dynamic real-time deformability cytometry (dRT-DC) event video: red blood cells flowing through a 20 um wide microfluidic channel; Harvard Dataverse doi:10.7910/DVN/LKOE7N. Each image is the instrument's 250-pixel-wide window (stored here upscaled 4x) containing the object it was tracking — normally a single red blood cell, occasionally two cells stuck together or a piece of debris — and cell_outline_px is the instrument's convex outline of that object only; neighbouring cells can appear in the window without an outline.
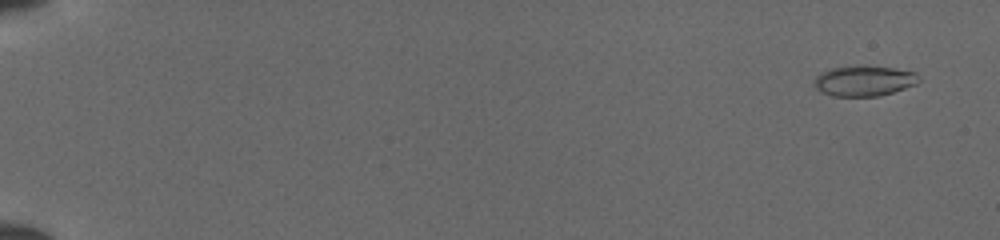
{"species": "common noctule bat (a hibernating species)", "species_latin": "Nyctalus noctula", "temperature_condition": "cold", "stored_images_in_passage": 51, "camera_frame_rate_fps": 3000, "um_per_image_px": 0.085, "animal": {"sex": "female", "body_mass_g": 19.5, "forearm_length_mm": 54.1}, "frame": {"image": 1, "passage_image": 3, "time_ms": 0.667, "image_size_px": [1000, 240], "cell_outline_px": [[920, 80], [916, 84], [880, 96], [832, 96], [820, 92], [816, 88], [812, 80], [820, 72], [832, 68], [856, 64], [868, 64], [916, 72]], "centroid_in_image_um": [73.4, 6.84], "position_along_channel_um": 11.6, "area_um2": 19.02}}
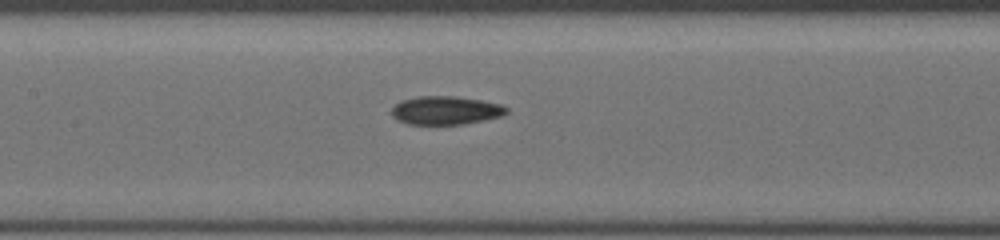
{"frame": {"image": 2, "passage_image": 27, "time_ms": 8.667, "image_size_px": [1000, 240], "cell_outline_px": [[508, 112], [500, 116], [484, 120], [464, 124], [408, 124], [396, 120], [392, 116], [392, 108], [400, 100], [416, 96], [456, 96], [480, 100], [500, 104], [508, 108]], "centroid_in_image_um": [37.85, 9.38], "position_along_channel_um": 169.5, "area_um2": 19.07}}
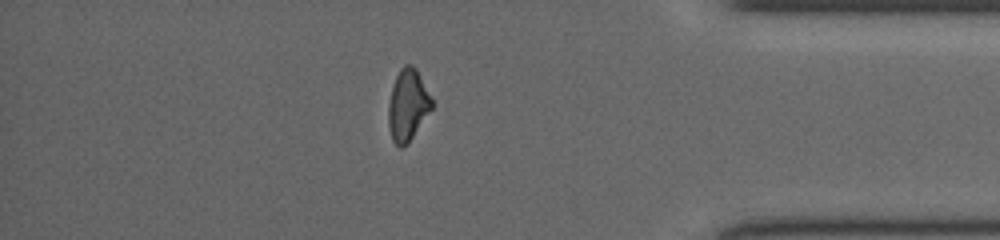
{"frame": {"image": 3, "passage_image": 45, "time_ms": 14.667, "image_size_px": [1000, 240], "cell_outline_px": [[432, 108], [408, 144], [400, 148], [392, 140], [388, 124], [388, 104], [392, 88], [396, 76], [400, 68], [404, 64], [412, 64], [416, 68], [432, 96]], "centroid_in_image_um": [34.66, 8.92], "position_along_channel_um": 400.5, "area_um2": 18.21}}